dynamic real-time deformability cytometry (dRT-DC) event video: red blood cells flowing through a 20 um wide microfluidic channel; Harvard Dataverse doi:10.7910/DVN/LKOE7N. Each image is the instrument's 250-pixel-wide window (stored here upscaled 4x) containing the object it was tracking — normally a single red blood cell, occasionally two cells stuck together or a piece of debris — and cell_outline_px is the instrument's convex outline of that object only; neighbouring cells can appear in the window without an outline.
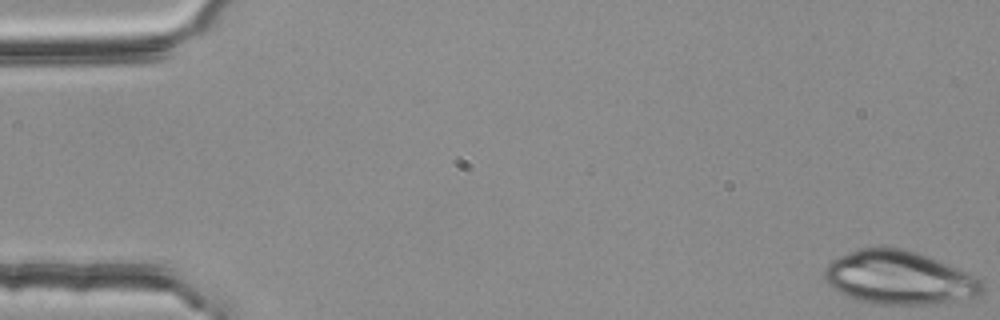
{"species": "common noctule bat (a hibernating species)", "species_latin": "Nyctalus noctula", "temperature_condition": "room temperature", "stored_images_in_passage": 50, "camera_frame_rate_fps": 3000, "um_per_image_px": 0.085, "animal": {"sex": "female", "body_mass_g": 25.1}, "frame": {"image": 1, "passage_image": 1, "time_ms": 0.0, "image_size_px": [1000, 320], "cell_outline_px": [[984, 292], [980, 296], [936, 304], [872, 304], [856, 300], [832, 288], [828, 284], [824, 276], [824, 268], [832, 260], [840, 256], [860, 248], [904, 248], [928, 256], [948, 264], [980, 280], [984, 284]], "centroid_in_image_um": [76.43, 23.62], "position_along_channel_um": 8.6, "area_um2": 48.96}}
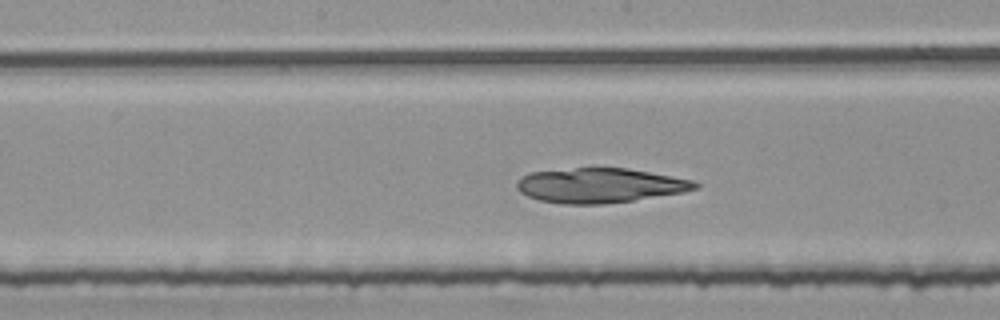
{"frame": {"image": 2, "passage_image": 28, "time_ms": 9.0, "image_size_px": [1000, 320], "cell_outline_px": [[700, 184], [696, 188], [680, 192], [632, 200], [604, 204], [560, 204], [540, 200], [528, 196], [520, 192], [516, 188], [516, 180], [520, 176], [528, 172], [576, 168], [628, 168], [692, 180]], "centroid_in_image_um": [50.9, 15.75], "position_along_channel_um": 197.3, "area_um2": 35.84}}
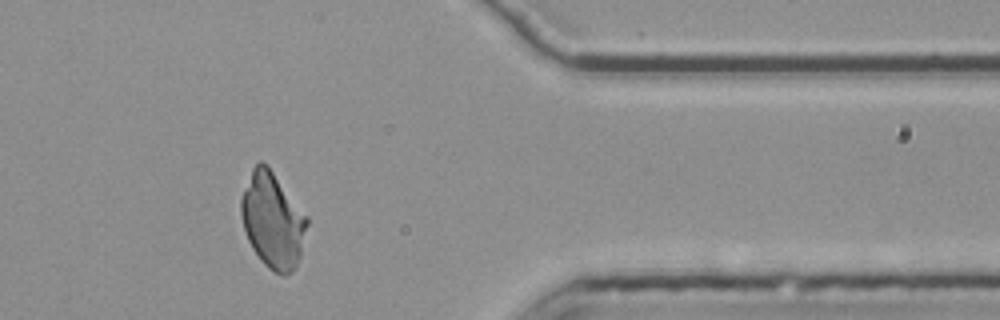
{"frame": {"image": 3, "passage_image": 45, "time_ms": 14.667, "image_size_px": [1000, 320], "cell_outline_px": [[308, 224], [300, 256], [296, 268], [292, 272], [284, 276], [280, 276], [272, 272], [260, 260], [252, 248], [248, 240], [244, 228], [240, 212], [240, 200], [252, 168], [260, 160], [268, 164], [308, 216]], "centroid_in_image_um": [23.19, 18.74], "position_along_channel_um": 388.2, "area_um2": 37.11}}